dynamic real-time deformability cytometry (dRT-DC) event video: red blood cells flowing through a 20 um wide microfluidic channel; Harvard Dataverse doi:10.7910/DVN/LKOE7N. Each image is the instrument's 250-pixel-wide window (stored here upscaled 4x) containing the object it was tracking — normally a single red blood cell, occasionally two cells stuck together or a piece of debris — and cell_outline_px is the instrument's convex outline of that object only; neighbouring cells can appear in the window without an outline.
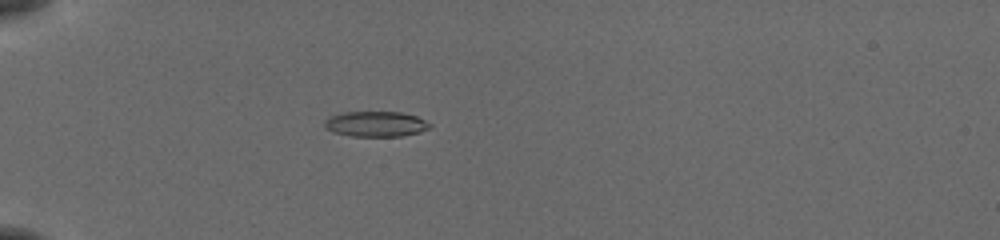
{"species": "common noctule bat (a hibernating species)", "species_latin": "Nyctalus noctula", "temperature_condition": "cold", "stored_images_in_passage": 55, "camera_frame_rate_fps": 3000, "um_per_image_px": 0.085, "animal": {"sex": "female", "body_mass_g": 19.5, "forearm_length_mm": 54.1}, "frame": {"image": 1, "passage_image": 18, "time_ms": 5.667, "image_size_px": [1000, 240], "cell_outline_px": [[432, 124], [428, 128], [420, 132], [400, 136], [352, 136], [332, 132], [324, 124], [324, 120], [332, 116], [344, 112], [400, 112], [416, 116]], "centroid_in_image_um": [31.95, 10.54], "position_along_channel_um": 53.1, "area_um2": 15.37}}
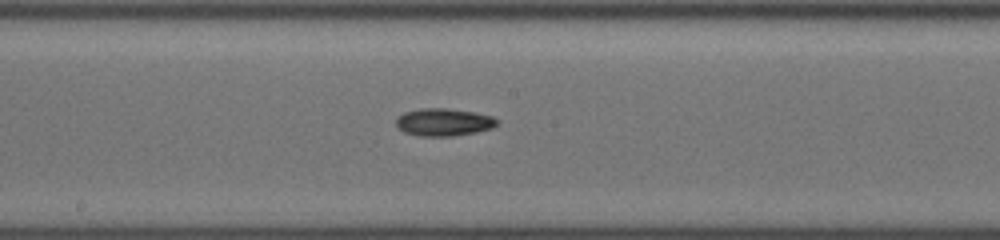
{"frame": {"image": 2, "passage_image": 32, "time_ms": 10.333, "image_size_px": [1000, 240], "cell_outline_px": [[496, 124], [492, 128], [476, 132], [452, 136], [416, 136], [404, 132], [396, 124], [396, 120], [404, 112], [420, 108], [444, 108], [472, 112], [492, 116], [496, 120]], "centroid_in_image_um": [37.68, 10.39], "position_along_channel_um": 210.5, "area_um2": 16.01}}
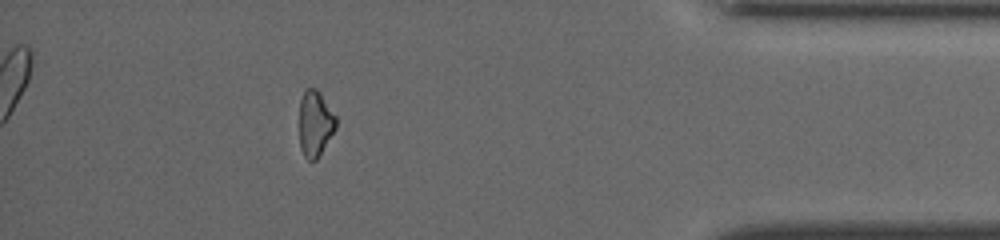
{"frame": {"image": 3, "passage_image": 50, "time_ms": 16.333, "image_size_px": [1000, 240], "cell_outline_px": [[336, 128], [316, 160], [308, 160], [304, 156], [300, 148], [300, 100], [304, 88], [316, 88], [320, 92], [336, 116]], "centroid_in_image_um": [26.78, 10.47], "position_along_channel_um": 408.4, "area_um2": 14.05}, "authors_computed_cell_mechanics": {"area_um2": 15.4326, "velocity_mm_per_s": 3.8909, "shape_relaxation_time_tau1_ms": 3.7967, "shape_relaxation_time_tau2_ms": null, "deformation_change_tau1": 0.1112, "deformation_change_tau2": null}}